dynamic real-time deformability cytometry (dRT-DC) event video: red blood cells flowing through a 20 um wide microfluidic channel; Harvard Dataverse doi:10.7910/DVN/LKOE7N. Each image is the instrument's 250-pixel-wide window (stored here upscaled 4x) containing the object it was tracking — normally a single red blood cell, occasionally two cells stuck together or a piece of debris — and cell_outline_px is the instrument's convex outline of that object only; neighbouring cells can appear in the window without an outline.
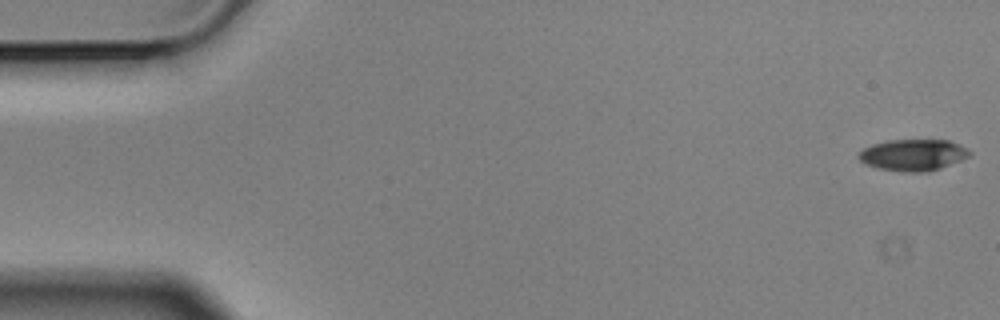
{"species": "Egyptian fruit bat (a non-hibernating species)", "species_latin": "Rousettus aegyptiacus", "temperature_condition": "cold", "stored_images_in_passage": 4, "camera_frame_rate_fps": 3000, "um_per_image_px": 0.085, "animal": {"sex": "male"}, "frame": {"image": 1, "passage_image": 1, "time_ms": 0.0, "image_size_px": [1000, 320], "cell_outline_px": [[972, 152], [968, 156], [960, 160], [940, 168], [928, 172], [904, 172], [880, 168], [864, 164], [856, 156], [864, 148], [872, 144], [888, 140], [948, 140]], "centroid_in_image_um": [77.56, 13.17], "position_along_channel_um": 7.4, "area_um2": 20.11}}